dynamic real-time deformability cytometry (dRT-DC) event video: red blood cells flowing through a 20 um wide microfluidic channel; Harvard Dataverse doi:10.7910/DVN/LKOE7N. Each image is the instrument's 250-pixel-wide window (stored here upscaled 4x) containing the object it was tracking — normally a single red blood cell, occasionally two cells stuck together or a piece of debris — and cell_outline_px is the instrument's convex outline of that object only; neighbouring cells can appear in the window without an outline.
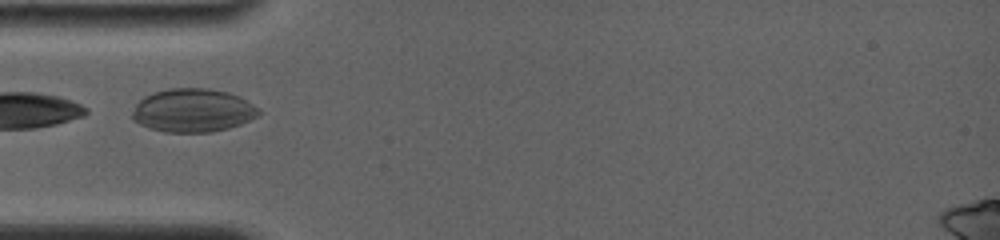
{"species": "common noctule bat (a hibernating species)", "species_latin": "Nyctalus noctula", "temperature_condition": "room temperature", "stored_images_in_passage": 2, "camera_frame_rate_fps": 4000, "um_per_image_px": 0.085, "animal": {"sex": "female", "body_mass_g": 19.0, "forearm_length_mm": 56.7}, "frame": {"image": 1, "passage_image": 1, "time_ms": 0.0, "image_size_px": [1000, 240], "cell_outline_px": [[260, 116], [240, 124], [228, 128], [212, 132], [164, 132], [148, 128], [132, 120], [132, 112], [136, 104], [144, 96], [152, 92], [168, 88], [208, 88], [228, 92], [240, 96], [252, 104], [260, 112]], "centroid_in_image_um": [16.37, 9.38], "position_along_channel_um": 68.6, "area_um2": 32.19}}